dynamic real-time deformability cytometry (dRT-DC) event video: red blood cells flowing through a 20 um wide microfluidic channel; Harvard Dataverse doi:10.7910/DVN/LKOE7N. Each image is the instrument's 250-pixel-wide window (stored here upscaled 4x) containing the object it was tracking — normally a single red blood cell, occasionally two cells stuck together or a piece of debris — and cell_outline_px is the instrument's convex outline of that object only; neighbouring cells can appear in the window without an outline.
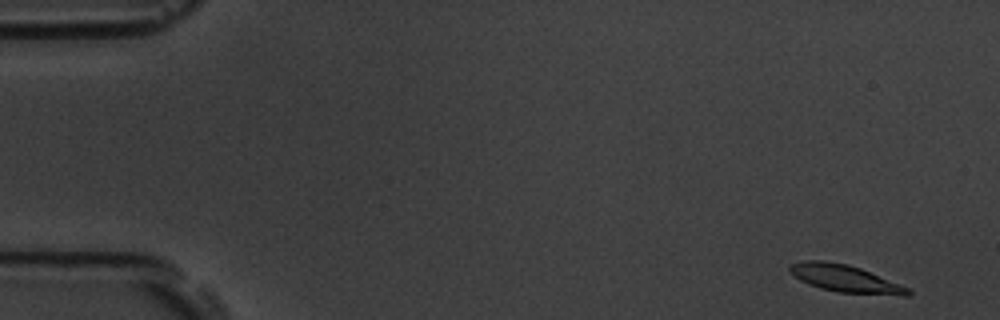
{"species": "common noctule bat (a hibernating species)", "species_latin": "Nyctalus noctula", "temperature_condition": "room temperature", "stored_images_in_passage": 54, "camera_frame_rate_fps": 3000, "um_per_image_px": 0.085, "animal": {"sex": "male", "body_mass_g": 19.5, "forearm_length_mm": 54.6}, "frame": {"image": 1, "passage_image": 2, "time_ms": 0.333, "image_size_px": [1000, 320], "cell_outline_px": [[912, 296], [904, 296], [836, 292], [820, 288], [808, 284], [800, 280], [788, 272], [788, 268], [792, 264], [804, 260], [824, 260], [848, 264], [860, 268], [908, 288], [912, 292]], "centroid_in_image_um": [71.81, 23.68], "position_along_channel_um": 13.2, "area_um2": 18.84}}
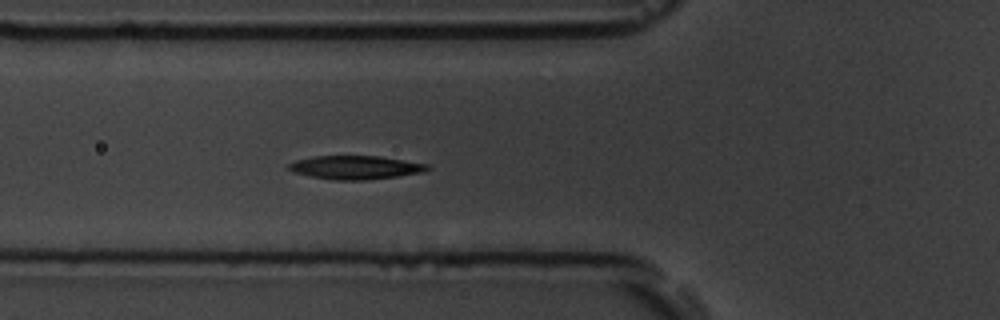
{"frame": {"image": 2, "passage_image": 19, "time_ms": 6.0, "image_size_px": [1000, 320], "cell_outline_px": [[432, 168], [424, 172], [368, 180], [332, 180], [312, 176], [296, 172], [288, 168], [288, 164], [296, 160], [312, 156], [380, 156], [428, 164]], "centroid_in_image_um": [30.25, 14.23], "position_along_channel_um": 95.5, "area_um2": 18.96}}
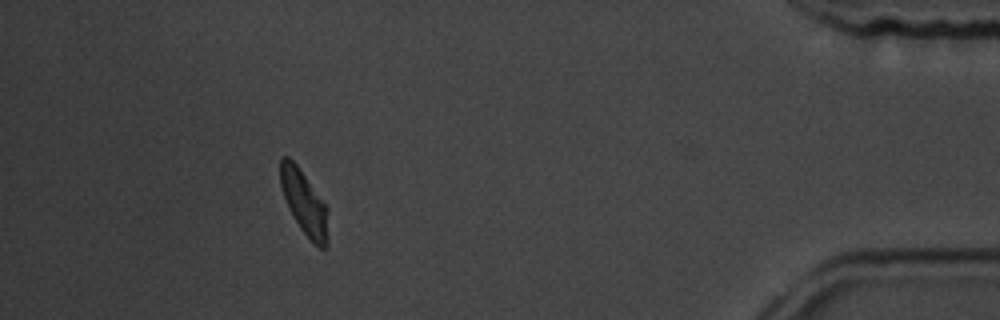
{"frame": {"image": 3, "passage_image": 49, "time_ms": 16.0, "image_size_px": [1000, 320], "cell_outline_px": [[328, 212], [324, 248], [320, 248], [300, 228], [284, 196], [280, 184], [280, 156], [288, 156], [296, 164], [328, 208]], "centroid_in_image_um": [25.82, 17.13], "position_along_channel_um": 409.4, "area_um2": 16.94}, "authors_computed_cell_mechanics": {"area_um2": 19.1318, "velocity_mm_per_s": 3.7015, "shape_relaxation_time_tau1_ms": 2.7563, "shape_relaxation_time_tau2_ms": null, "deformation_change_tau1": 0.1337, "deformation_change_tau2": null}}